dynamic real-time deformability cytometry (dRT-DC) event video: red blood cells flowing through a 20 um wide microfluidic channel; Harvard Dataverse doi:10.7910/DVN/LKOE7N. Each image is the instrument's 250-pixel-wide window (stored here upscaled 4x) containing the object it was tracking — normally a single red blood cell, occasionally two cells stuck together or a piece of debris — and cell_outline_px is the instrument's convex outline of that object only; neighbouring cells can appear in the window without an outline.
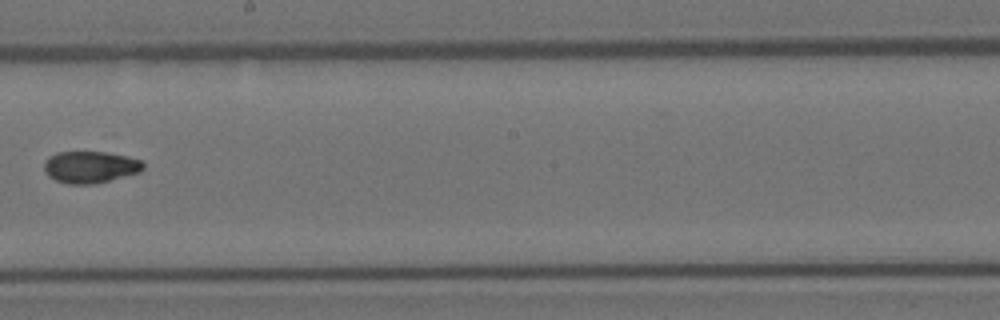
{"species": "Egyptian fruit bat (a non-hibernating species)", "species_latin": "Rousettus aegyptiacus", "temperature_condition": "room temperature", "stored_images_in_passage": 10, "camera_frame_rate_fps": 3000, "um_per_image_px": 0.085, "animal": {"sex": "female"}, "frame": {"image": 1, "passage_image": 9, "time_ms": 2.667, "image_size_px": [1000, 320], "cell_outline_px": [[144, 168], [140, 172], [96, 184], [68, 184], [56, 180], [48, 176], [44, 172], [44, 164], [48, 156], [56, 152], [104, 152], [128, 156], [144, 160]], "centroid_in_image_um": [7.68, 14.2], "position_along_channel_um": 240.5, "area_um2": 18.61}}
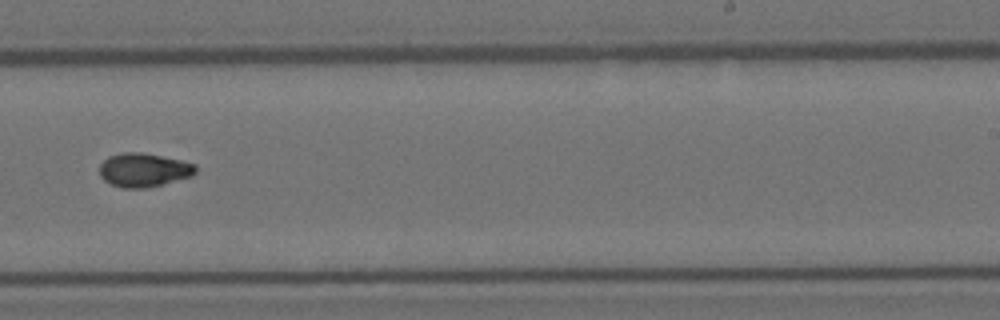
{"frame": {"image": 2, "passage_image": 10, "time_ms": 3.0, "image_size_px": [1000, 320], "cell_outline_px": [[196, 172], [192, 176], [144, 188], [124, 188], [112, 184], [104, 180], [100, 176], [100, 164], [108, 156], [124, 152], [140, 152], [180, 160], [196, 164]], "centroid_in_image_um": [12.2, 14.44], "position_along_channel_um": 276.8, "area_um2": 18.67}}